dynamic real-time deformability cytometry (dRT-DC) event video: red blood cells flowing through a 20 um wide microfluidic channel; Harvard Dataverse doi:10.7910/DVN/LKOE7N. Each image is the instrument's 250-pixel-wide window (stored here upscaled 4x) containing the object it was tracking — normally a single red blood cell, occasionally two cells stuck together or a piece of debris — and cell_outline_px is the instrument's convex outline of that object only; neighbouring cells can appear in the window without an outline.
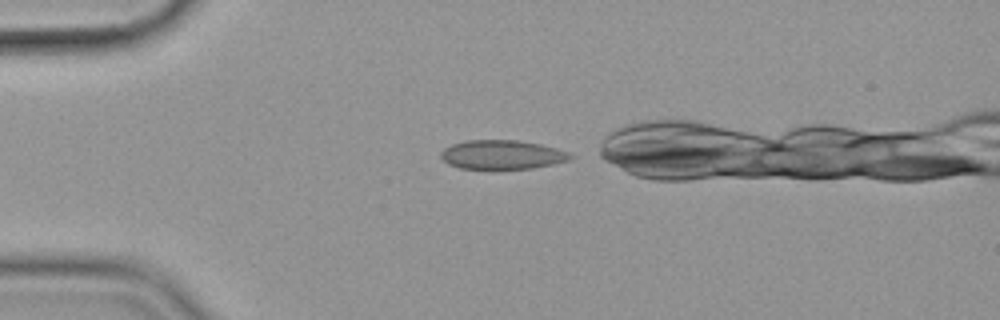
{"species": "common noctule bat (a hibernating species)", "species_latin": "Nyctalus noctula", "temperature_condition": "cold", "stored_images_in_passage": 33, "camera_frame_rate_fps": 3000, "um_per_image_px": 0.085, "animal": {"sex": "female", "body_mass_g": 19.9}, "frame": {"image": 1, "passage_image": 1, "time_ms": 0.0, "image_size_px": [1000, 320], "cell_outline_px": [[576, 156], [568, 160], [552, 164], [532, 168], [496, 172], [492, 172], [460, 168], [448, 164], [440, 156], [440, 152], [444, 148], [452, 144], [464, 140], [516, 140], [540, 144], [556, 148], [568, 152]], "centroid_in_image_um": [42.64, 13.19], "position_along_channel_um": 42.4, "area_um2": 22.89}}
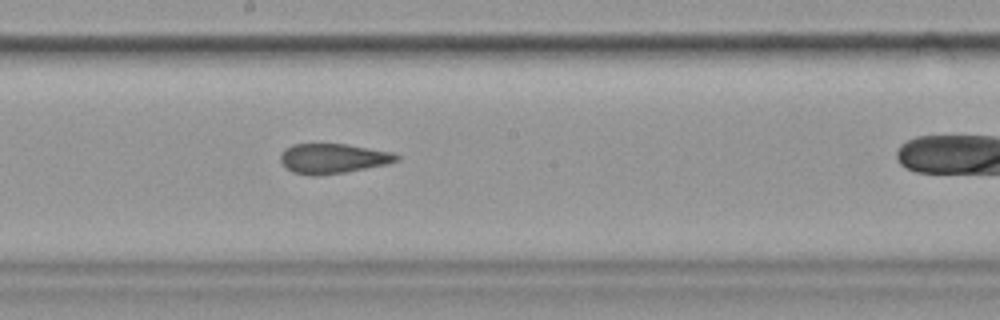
{"frame": {"image": 2, "passage_image": 18, "time_ms": 5.667, "image_size_px": [1000, 320], "cell_outline_px": [[400, 160], [384, 164], [344, 172], [316, 176], [308, 176], [292, 172], [284, 168], [280, 160], [280, 152], [292, 144], [344, 144], [392, 152], [400, 156]], "centroid_in_image_um": [28.22, 13.48], "position_along_channel_um": 220.0, "area_um2": 20.17}}
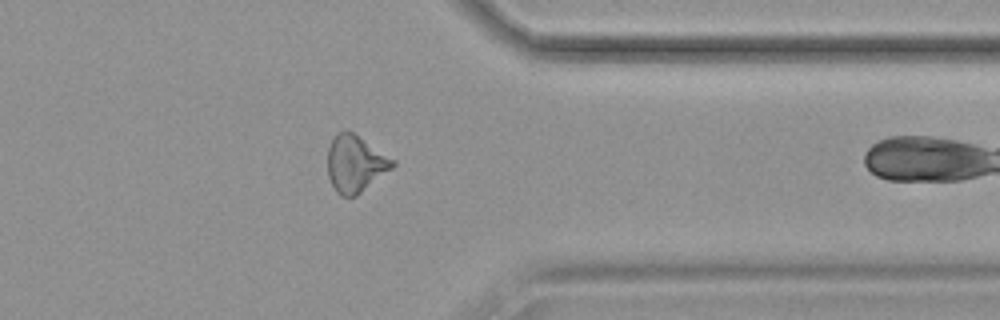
{"frame": {"image": 3, "passage_image": 32, "time_ms": 10.333, "image_size_px": [1000, 320], "cell_outline_px": [[396, 164], [392, 168], [356, 196], [340, 196], [336, 192], [328, 176], [328, 148], [336, 132], [352, 132], [396, 160]], "centroid_in_image_um": [30.2, 13.93], "position_along_channel_um": 381.2, "area_um2": 21.27}}